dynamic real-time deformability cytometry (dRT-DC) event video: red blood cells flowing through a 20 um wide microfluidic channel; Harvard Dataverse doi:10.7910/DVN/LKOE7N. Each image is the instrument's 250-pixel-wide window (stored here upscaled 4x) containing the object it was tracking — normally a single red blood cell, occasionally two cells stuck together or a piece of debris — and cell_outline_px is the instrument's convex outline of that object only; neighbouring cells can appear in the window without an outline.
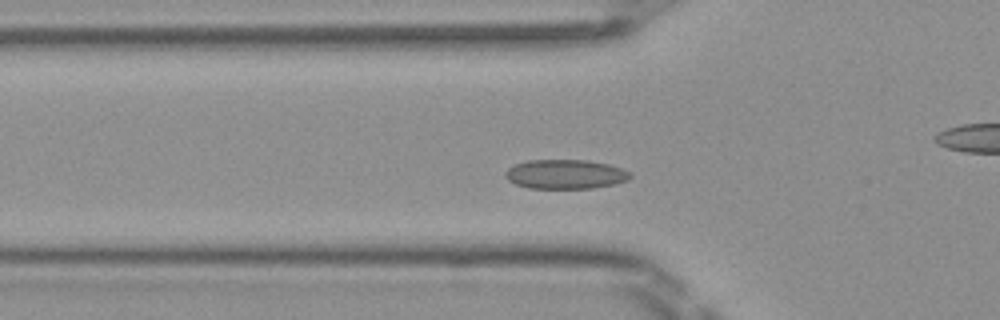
{"species": "Egyptian fruit bat (a non-hibernating species)", "species_latin": "Rousettus aegyptiacus", "temperature_condition": "room temperature", "stored_images_in_passage": 46, "camera_frame_rate_fps": 3000, "um_per_image_px": 0.085, "frame": {"image": 1, "passage_image": 12, "time_ms": 3.667, "image_size_px": [1000, 320], "cell_outline_px": [[632, 176], [628, 180], [616, 184], [592, 188], [528, 188], [516, 184], [508, 180], [504, 176], [504, 172], [508, 168], [516, 164], [528, 160], [588, 160], [608, 164], [632, 172]], "centroid_in_image_um": [48.07, 14.81], "position_along_channel_um": 77.7, "area_um2": 21.44}}
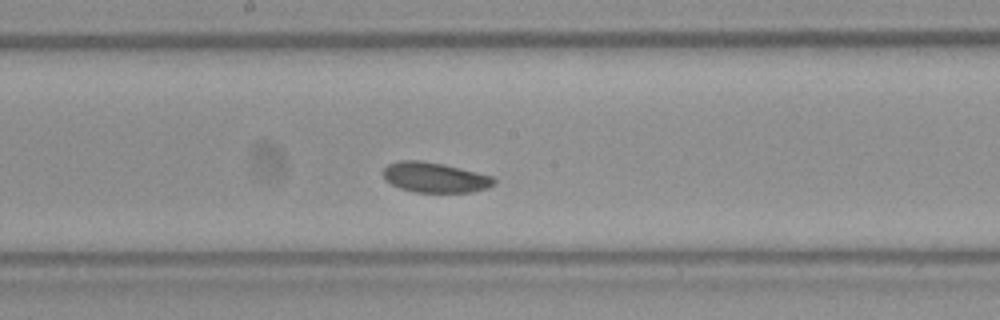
{"frame": {"image": 2, "passage_image": 22, "time_ms": 7.0, "image_size_px": [1000, 320], "cell_outline_px": [[496, 184], [488, 188], [472, 192], [416, 192], [400, 188], [384, 180], [384, 168], [388, 164], [400, 160], [420, 160], [444, 164], [492, 176], [496, 180]], "centroid_in_image_um": [36.98, 15.08], "position_along_channel_um": 211.2, "area_um2": 19.48}}
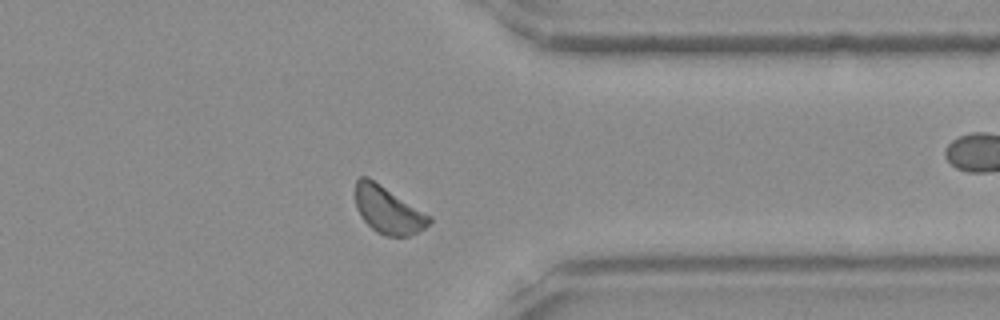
{"frame": {"image": 3, "passage_image": 35, "time_ms": 11.333, "image_size_px": [1000, 320], "cell_outline_px": [[432, 220], [424, 228], [408, 236], [384, 236], [376, 232], [360, 216], [356, 208], [356, 180], [360, 176], [368, 176], [432, 216]], "centroid_in_image_um": [32.98, 17.84], "position_along_channel_um": 378.4, "area_um2": 20.29}, "authors_computed_cell_mechanics": {"area_um2": 20.0855, "velocity_mm_per_s": 3.9968, "shape_relaxation_time_tau1_ms": 1.3133, "shape_relaxation_time_tau2_ms": 6.4408, "deformation_change_tau1": 0.0366, "deformation_change_tau2": 0.0766}}